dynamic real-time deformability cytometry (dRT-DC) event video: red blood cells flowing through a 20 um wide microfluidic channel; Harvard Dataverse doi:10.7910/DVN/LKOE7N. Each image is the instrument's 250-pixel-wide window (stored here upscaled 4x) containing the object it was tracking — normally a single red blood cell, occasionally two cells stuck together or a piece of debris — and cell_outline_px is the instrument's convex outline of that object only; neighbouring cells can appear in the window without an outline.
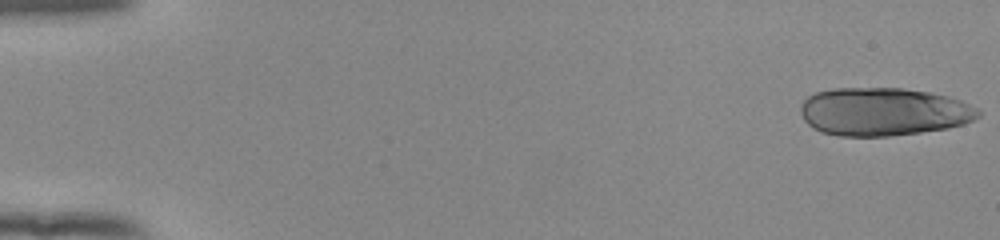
{"species": "human", "species_latin": "Homo sapiens", "temperature_condition": "room temperature", "stored_images_in_passage": 21, "camera_frame_rate_fps": 3000, "um_per_image_px": 0.085, "donor": {"sex": "female"}, "frame": {"image": 1, "passage_image": 1, "time_ms": 0.0, "image_size_px": [1000, 240], "cell_outline_px": [[980, 116], [964, 124], [948, 128], [920, 132], [888, 136], [840, 136], [820, 132], [812, 128], [804, 120], [800, 112], [800, 108], [804, 100], [808, 96], [816, 92], [832, 88], [904, 88], [928, 92], [948, 96], [960, 100], [980, 108]], "centroid_in_image_um": [75.09, 9.49], "position_along_channel_um": 9.9, "area_um2": 50.11}}